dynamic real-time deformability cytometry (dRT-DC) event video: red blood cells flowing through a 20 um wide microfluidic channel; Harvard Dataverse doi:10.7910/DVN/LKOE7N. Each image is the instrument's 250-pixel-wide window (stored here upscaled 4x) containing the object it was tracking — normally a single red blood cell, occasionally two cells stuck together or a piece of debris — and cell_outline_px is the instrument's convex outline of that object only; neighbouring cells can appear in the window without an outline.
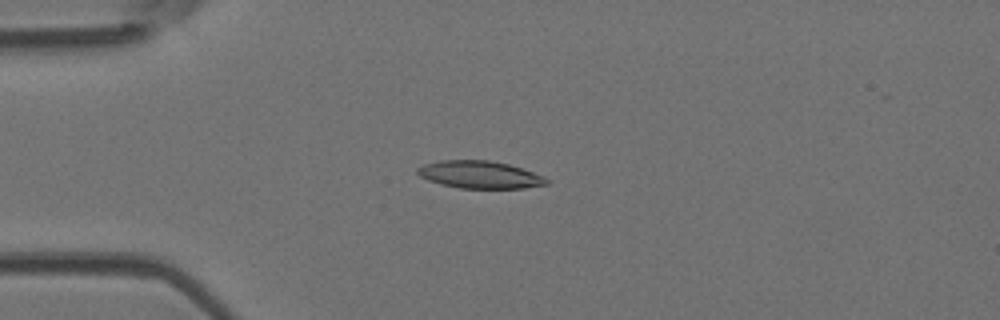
{"species": "Egyptian fruit bat (a non-hibernating species)", "species_latin": "Rousettus aegyptiacus", "temperature_condition": "room temperature", "stored_images_in_passage": 53, "camera_frame_rate_fps": 3000, "um_per_image_px": 0.085, "animal": {"sex": "female"}, "frame": {"image": 1, "passage_image": 14, "time_ms": 4.333, "image_size_px": [1000, 320], "cell_outline_px": [[548, 184], [524, 188], [460, 188], [440, 184], [428, 180], [420, 176], [416, 172], [416, 168], [424, 164], [440, 160], [488, 160], [508, 164], [544, 176], [548, 180]], "centroid_in_image_um": [40.75, 14.84], "position_along_channel_um": 44.3, "area_um2": 20.58}}
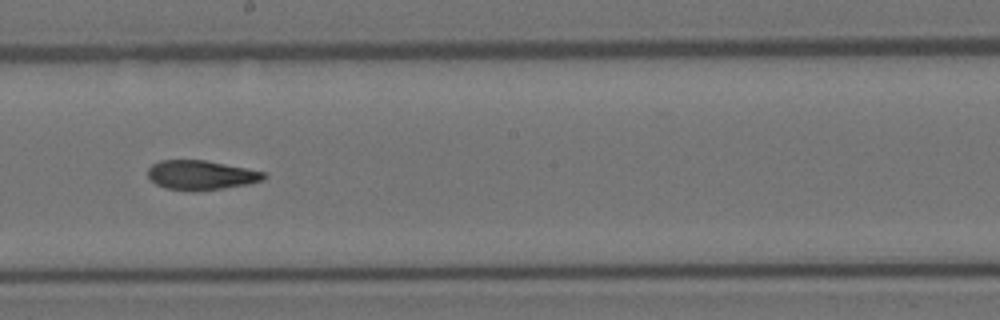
{"frame": {"image": 2, "passage_image": 30, "time_ms": 9.667, "image_size_px": [1000, 320], "cell_outline_px": [[268, 176], [264, 180], [248, 184], [224, 188], [192, 192], [164, 188], [156, 184], [148, 176], [148, 168], [152, 164], [160, 160], [204, 160], [264, 172]], "centroid_in_image_um": [17.07, 14.9], "position_along_channel_um": 231.1, "area_um2": 19.94}}
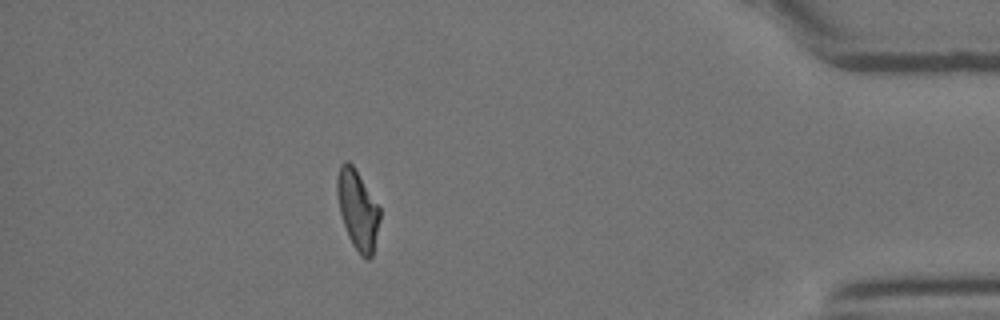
{"frame": {"image": 3, "passage_image": 47, "time_ms": 15.333, "image_size_px": [1000, 320], "cell_outline_px": [[380, 220], [372, 256], [368, 260], [360, 256], [352, 244], [348, 236], [340, 212], [336, 192], [336, 176], [340, 164], [344, 160], [348, 160], [356, 168], [380, 208]], "centroid_in_image_um": [30.39, 17.79], "position_along_channel_um": 404.8, "area_um2": 20.0}, "authors_computed_cell_mechanics": {"area_um2": 20.2878, "velocity_mm_per_s": 3.8956, "shape_relaxation_time_tau1_ms": 10.7382, "shape_relaxation_time_tau2_ms": 3.7469, "deformation_change_tau1": 0.2856, "deformation_change_tau2": 0.1213}}